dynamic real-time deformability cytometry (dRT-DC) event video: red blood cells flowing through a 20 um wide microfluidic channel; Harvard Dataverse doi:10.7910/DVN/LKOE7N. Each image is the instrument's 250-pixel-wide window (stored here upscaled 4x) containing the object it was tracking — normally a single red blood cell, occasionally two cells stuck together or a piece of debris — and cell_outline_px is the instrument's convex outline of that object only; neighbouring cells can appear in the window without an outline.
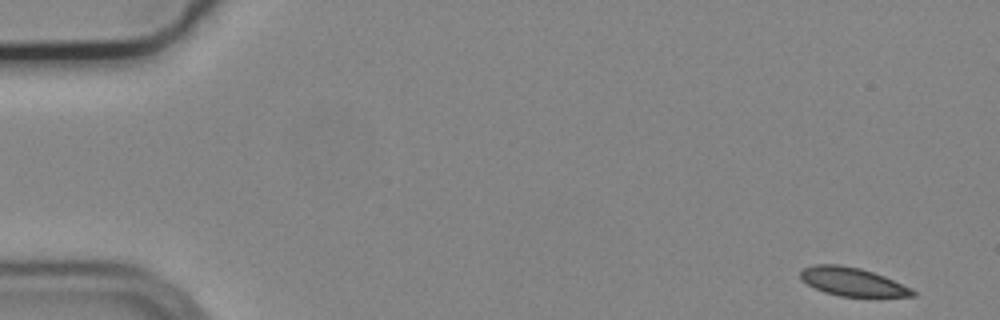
{"species": "common noctule bat (a hibernating species)", "species_latin": "Nyctalus noctula", "temperature_condition": "cold", "stored_images_in_passage": 53, "camera_frame_rate_fps": 3000, "um_per_image_px": 0.085, "animal": {"sex": "male", "body_mass_g": 19.2, "forearm_length_mm": 51.8}, "frame": {"image": 1, "passage_image": 1, "time_ms": 0.0, "image_size_px": [1000, 320], "cell_outline_px": [[916, 296], [840, 296], [824, 292], [808, 284], [800, 276], [800, 272], [804, 268], [812, 264], [840, 264], [860, 268], [884, 276], [912, 288], [916, 292]], "centroid_in_image_um": [72.46, 23.94], "position_along_channel_um": 12.5, "area_um2": 18.38}}
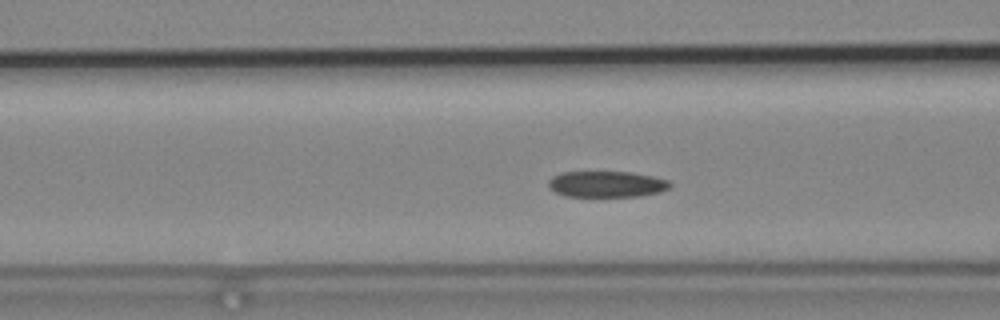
{"frame": {"image": 2, "passage_image": 20, "time_ms": 6.333, "image_size_px": [1000, 320], "cell_outline_px": [[672, 188], [660, 192], [640, 196], [564, 196], [556, 192], [548, 184], [548, 180], [552, 176], [560, 172], [632, 172], [652, 176], [668, 180], [672, 184]], "centroid_in_image_um": [51.6, 15.65], "position_along_channel_um": 115.0, "area_um2": 18.55}}
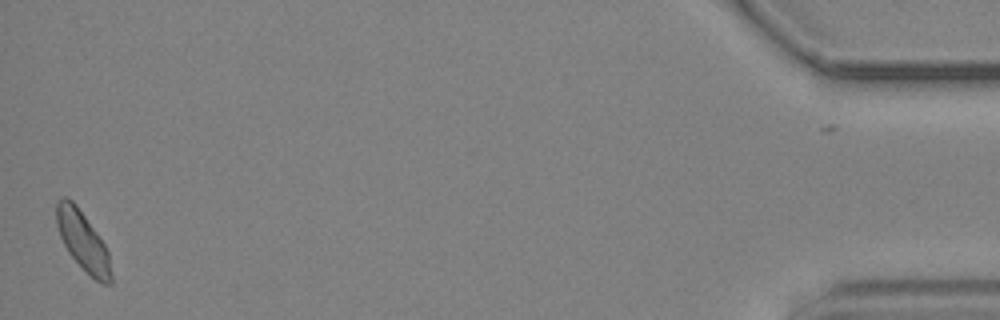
{"frame": {"image": 3, "passage_image": 53, "time_ms": 17.333, "image_size_px": [1000, 320], "cell_outline_px": [[112, 284], [104, 284], [96, 280], [68, 252], [60, 236], [56, 224], [56, 204], [64, 196], [68, 196], [76, 204], [96, 232], [104, 244], [108, 252], [112, 276]], "centroid_in_image_um": [7.04, 20.46], "position_along_channel_um": 428.2, "area_um2": 18.44}}